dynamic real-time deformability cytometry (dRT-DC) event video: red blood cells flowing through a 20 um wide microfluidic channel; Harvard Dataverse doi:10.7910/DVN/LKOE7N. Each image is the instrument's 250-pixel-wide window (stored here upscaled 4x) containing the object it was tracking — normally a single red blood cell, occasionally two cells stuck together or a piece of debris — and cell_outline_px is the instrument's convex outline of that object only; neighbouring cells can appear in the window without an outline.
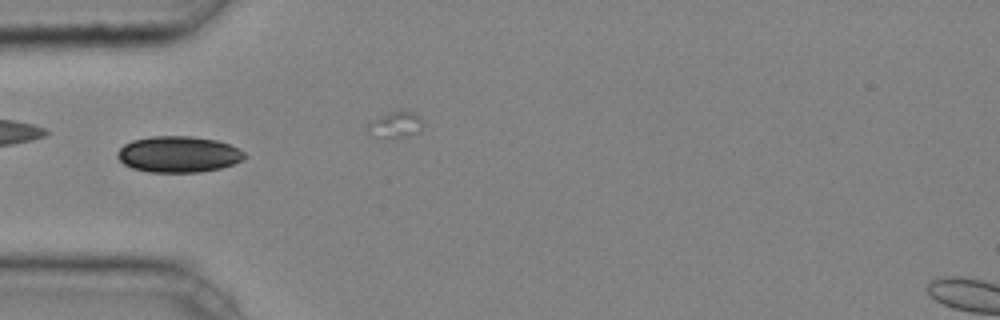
{"species": "common noctule bat (a hibernating species)", "species_latin": "Nyctalus noctula", "temperature_condition": "cold", "stored_images_in_passage": 17, "camera_frame_rate_fps": 3000, "um_per_image_px": 0.085, "animal": {"sex": "male", "body_mass_g": 20.4}, "frame": {"image": 1, "passage_image": 12, "time_ms": 3.667, "image_size_px": [1000, 320], "cell_outline_px": [[248, 156], [244, 160], [220, 168], [200, 172], [152, 172], [132, 168], [124, 164], [116, 156], [116, 152], [124, 144], [132, 140], [152, 136], [192, 136], [216, 140], [228, 144], [244, 152]], "centroid_in_image_um": [15.16, 13.11], "position_along_channel_um": 69.8, "area_um2": 26.82}}